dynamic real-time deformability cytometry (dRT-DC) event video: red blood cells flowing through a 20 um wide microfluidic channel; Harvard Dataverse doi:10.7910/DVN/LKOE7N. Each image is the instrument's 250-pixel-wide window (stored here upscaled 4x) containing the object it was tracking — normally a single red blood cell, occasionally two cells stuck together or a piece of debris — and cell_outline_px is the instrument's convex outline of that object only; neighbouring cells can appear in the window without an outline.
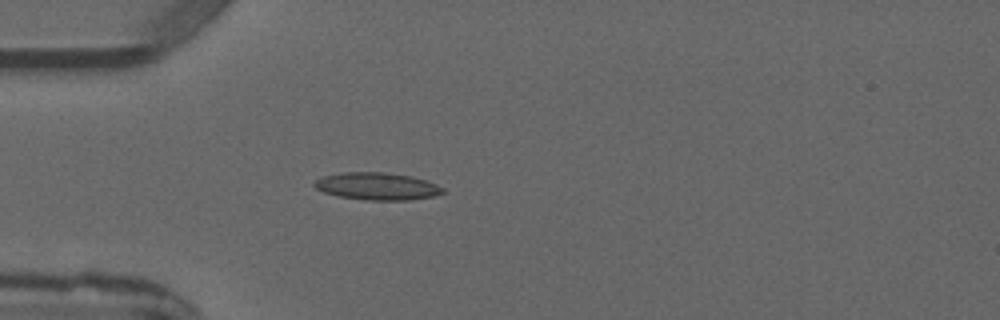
{"species": "common noctule bat (a hibernating species)", "species_latin": "Nyctalus noctula", "temperature_condition": "warm", "stored_images_in_passage": 3, "camera_frame_rate_fps": 3000, "um_per_image_px": 0.085, "animal": {"sex": "male", "forearm_length_mm": 52.5}, "frame": {"image": 1, "passage_image": 3, "time_ms": 4.333, "image_size_px": [1000, 320], "cell_outline_px": [[444, 192], [432, 196], [408, 200], [368, 200], [340, 196], [324, 192], [316, 188], [312, 184], [316, 180], [324, 176], [340, 172], [388, 172], [412, 176], [436, 184], [444, 188]], "centroid_in_image_um": [32.05, 15.82], "position_along_channel_um": 53.0, "area_um2": 20.35}}